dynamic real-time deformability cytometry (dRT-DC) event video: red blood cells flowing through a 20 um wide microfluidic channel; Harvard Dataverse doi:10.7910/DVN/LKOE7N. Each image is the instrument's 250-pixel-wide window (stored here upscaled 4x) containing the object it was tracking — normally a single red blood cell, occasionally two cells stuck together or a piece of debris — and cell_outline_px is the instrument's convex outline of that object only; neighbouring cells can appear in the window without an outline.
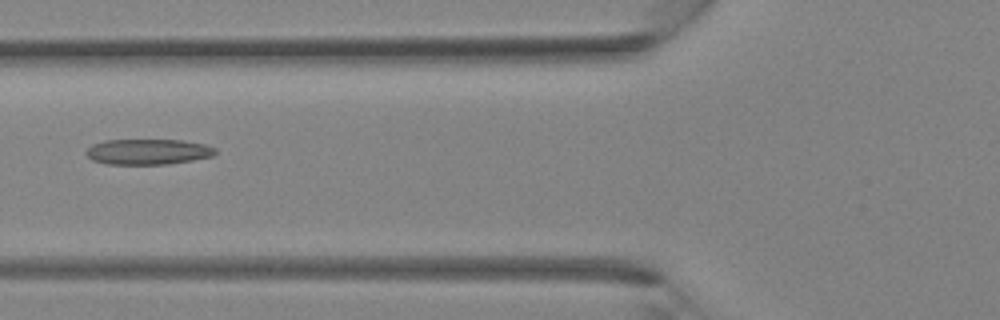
{"species": "Egyptian fruit bat (a non-hibernating species)", "species_latin": "Rousettus aegyptiacus", "temperature_condition": "room temperature", "stored_images_in_passage": 31, "camera_frame_rate_fps": 3000, "um_per_image_px": 0.085, "animal": {"sex": "female"}, "frame": {"image": 1, "passage_image": 9, "time_ms": 2.667, "image_size_px": [1000, 320], "cell_outline_px": [[216, 152], [212, 156], [192, 160], [168, 164], [108, 164], [92, 160], [84, 152], [92, 144], [104, 140], [184, 140], [204, 144], [216, 148]], "centroid_in_image_um": [12.56, 12.89], "position_along_channel_um": 113.2, "area_um2": 19.25}}
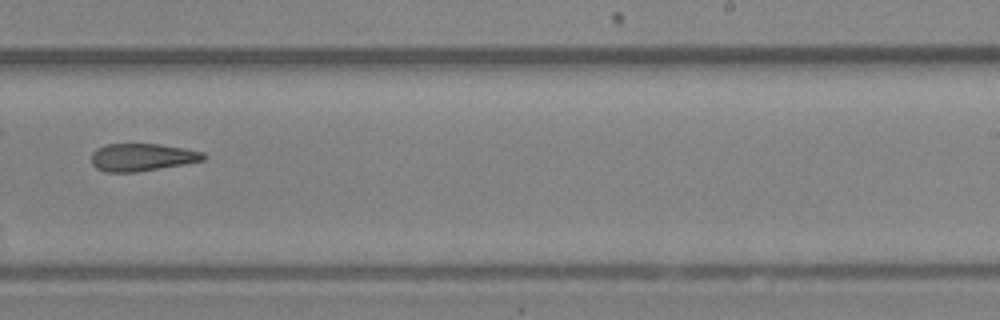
{"frame": {"image": 2, "passage_image": 18, "time_ms": 5.667, "image_size_px": [1000, 320], "cell_outline_px": [[208, 156], [204, 160], [136, 172], [104, 172], [96, 168], [92, 164], [92, 152], [96, 148], [104, 144], [160, 144], [184, 148], [204, 152]], "centroid_in_image_um": [12.05, 13.36], "position_along_channel_um": 276.9, "area_um2": 18.03}}
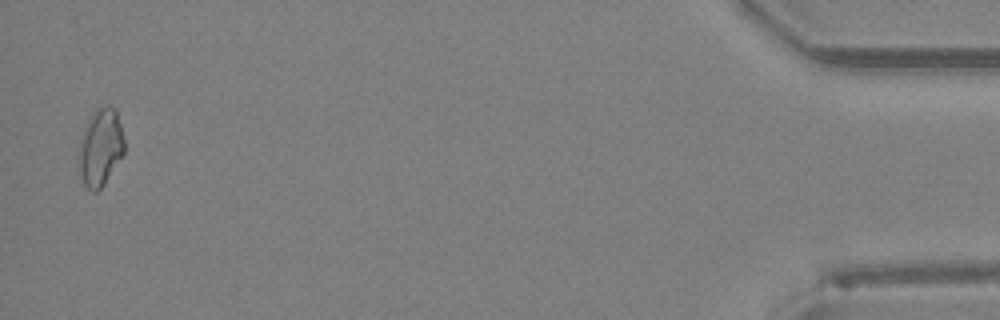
{"frame": {"image": 3, "passage_image": 31, "time_ms": 10.0, "image_size_px": [1000, 320], "cell_outline_px": [[124, 152], [104, 184], [96, 192], [92, 192], [84, 184], [80, 176], [80, 140], [84, 128], [92, 112], [96, 108], [108, 104], [116, 108], [124, 140]], "centroid_in_image_um": [8.55, 12.48], "position_along_channel_um": 426.7, "area_um2": 20.29}}